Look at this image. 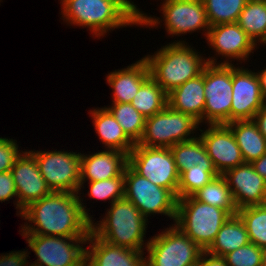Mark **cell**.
Instances as JSON below:
<instances>
[{
	"mask_svg": "<svg viewBox=\"0 0 266 266\" xmlns=\"http://www.w3.org/2000/svg\"><path fill=\"white\" fill-rule=\"evenodd\" d=\"M79 193L54 192L30 203L20 217L28 220L22 234L88 237L91 233L92 216L84 206ZM82 201V202H81ZM32 223L34 225H32ZM27 224V225H26Z\"/></svg>",
	"mask_w": 266,
	"mask_h": 266,
	"instance_id": "1",
	"label": "cell"
},
{
	"mask_svg": "<svg viewBox=\"0 0 266 266\" xmlns=\"http://www.w3.org/2000/svg\"><path fill=\"white\" fill-rule=\"evenodd\" d=\"M184 42L186 41L177 40L163 46L154 55L143 57L148 64L150 76L167 94L200 75L207 64L196 49Z\"/></svg>",
	"mask_w": 266,
	"mask_h": 266,
	"instance_id": "2",
	"label": "cell"
},
{
	"mask_svg": "<svg viewBox=\"0 0 266 266\" xmlns=\"http://www.w3.org/2000/svg\"><path fill=\"white\" fill-rule=\"evenodd\" d=\"M109 208L101 221H92L91 231L109 244L144 252L149 243L144 240L148 219L126 198L116 200Z\"/></svg>",
	"mask_w": 266,
	"mask_h": 266,
	"instance_id": "3",
	"label": "cell"
},
{
	"mask_svg": "<svg viewBox=\"0 0 266 266\" xmlns=\"http://www.w3.org/2000/svg\"><path fill=\"white\" fill-rule=\"evenodd\" d=\"M63 21L87 27L95 37L139 22L117 0H61Z\"/></svg>",
	"mask_w": 266,
	"mask_h": 266,
	"instance_id": "4",
	"label": "cell"
},
{
	"mask_svg": "<svg viewBox=\"0 0 266 266\" xmlns=\"http://www.w3.org/2000/svg\"><path fill=\"white\" fill-rule=\"evenodd\" d=\"M230 217L227 211L188 196L178 199L174 225L205 251Z\"/></svg>",
	"mask_w": 266,
	"mask_h": 266,
	"instance_id": "5",
	"label": "cell"
},
{
	"mask_svg": "<svg viewBox=\"0 0 266 266\" xmlns=\"http://www.w3.org/2000/svg\"><path fill=\"white\" fill-rule=\"evenodd\" d=\"M200 126L191 115L176 111L170 106L146 118L144 131L138 145L170 148L177 143L195 139L194 130Z\"/></svg>",
	"mask_w": 266,
	"mask_h": 266,
	"instance_id": "6",
	"label": "cell"
},
{
	"mask_svg": "<svg viewBox=\"0 0 266 266\" xmlns=\"http://www.w3.org/2000/svg\"><path fill=\"white\" fill-rule=\"evenodd\" d=\"M124 187V198L131 201L146 219L155 213L166 215L175 222L178 198L171 190L155 185L129 164L124 170Z\"/></svg>",
	"mask_w": 266,
	"mask_h": 266,
	"instance_id": "7",
	"label": "cell"
},
{
	"mask_svg": "<svg viewBox=\"0 0 266 266\" xmlns=\"http://www.w3.org/2000/svg\"><path fill=\"white\" fill-rule=\"evenodd\" d=\"M146 250V266H189L204 252L174 224L152 237Z\"/></svg>",
	"mask_w": 266,
	"mask_h": 266,
	"instance_id": "8",
	"label": "cell"
},
{
	"mask_svg": "<svg viewBox=\"0 0 266 266\" xmlns=\"http://www.w3.org/2000/svg\"><path fill=\"white\" fill-rule=\"evenodd\" d=\"M205 106L203 122L208 125L231 122L232 64L204 67Z\"/></svg>",
	"mask_w": 266,
	"mask_h": 266,
	"instance_id": "9",
	"label": "cell"
},
{
	"mask_svg": "<svg viewBox=\"0 0 266 266\" xmlns=\"http://www.w3.org/2000/svg\"><path fill=\"white\" fill-rule=\"evenodd\" d=\"M37 260L30 266H82L88 237L21 234Z\"/></svg>",
	"mask_w": 266,
	"mask_h": 266,
	"instance_id": "10",
	"label": "cell"
},
{
	"mask_svg": "<svg viewBox=\"0 0 266 266\" xmlns=\"http://www.w3.org/2000/svg\"><path fill=\"white\" fill-rule=\"evenodd\" d=\"M128 164L155 185L177 196L179 173L170 148L144 147L135 144L128 154Z\"/></svg>",
	"mask_w": 266,
	"mask_h": 266,
	"instance_id": "11",
	"label": "cell"
},
{
	"mask_svg": "<svg viewBox=\"0 0 266 266\" xmlns=\"http://www.w3.org/2000/svg\"><path fill=\"white\" fill-rule=\"evenodd\" d=\"M47 186L54 192L80 193L81 153L30 151Z\"/></svg>",
	"mask_w": 266,
	"mask_h": 266,
	"instance_id": "12",
	"label": "cell"
},
{
	"mask_svg": "<svg viewBox=\"0 0 266 266\" xmlns=\"http://www.w3.org/2000/svg\"><path fill=\"white\" fill-rule=\"evenodd\" d=\"M208 45L227 60L221 63H216L214 57L206 58L208 64H232L231 59H239L240 61L248 60L251 52L257 48L254 41L247 33L235 23H223L210 26L207 39ZM230 59V62L228 61Z\"/></svg>",
	"mask_w": 266,
	"mask_h": 266,
	"instance_id": "13",
	"label": "cell"
},
{
	"mask_svg": "<svg viewBox=\"0 0 266 266\" xmlns=\"http://www.w3.org/2000/svg\"><path fill=\"white\" fill-rule=\"evenodd\" d=\"M161 6L168 34L180 36L203 29L207 38L210 25L202 0H164Z\"/></svg>",
	"mask_w": 266,
	"mask_h": 266,
	"instance_id": "14",
	"label": "cell"
},
{
	"mask_svg": "<svg viewBox=\"0 0 266 266\" xmlns=\"http://www.w3.org/2000/svg\"><path fill=\"white\" fill-rule=\"evenodd\" d=\"M264 102L257 74L232 64L231 122L253 120Z\"/></svg>",
	"mask_w": 266,
	"mask_h": 266,
	"instance_id": "15",
	"label": "cell"
},
{
	"mask_svg": "<svg viewBox=\"0 0 266 266\" xmlns=\"http://www.w3.org/2000/svg\"><path fill=\"white\" fill-rule=\"evenodd\" d=\"M21 152L10 170L17 192V201L14 204L18 209V215H21L23 209L30 203L52 192L39 171L35 156L30 150Z\"/></svg>",
	"mask_w": 266,
	"mask_h": 266,
	"instance_id": "16",
	"label": "cell"
},
{
	"mask_svg": "<svg viewBox=\"0 0 266 266\" xmlns=\"http://www.w3.org/2000/svg\"><path fill=\"white\" fill-rule=\"evenodd\" d=\"M198 135L205 145L208 156L218 174L244 164V160L231 129L226 124L208 125Z\"/></svg>",
	"mask_w": 266,
	"mask_h": 266,
	"instance_id": "17",
	"label": "cell"
},
{
	"mask_svg": "<svg viewBox=\"0 0 266 266\" xmlns=\"http://www.w3.org/2000/svg\"><path fill=\"white\" fill-rule=\"evenodd\" d=\"M223 176L238 210L266 203V180L254 170L251 163L231 168Z\"/></svg>",
	"mask_w": 266,
	"mask_h": 266,
	"instance_id": "18",
	"label": "cell"
},
{
	"mask_svg": "<svg viewBox=\"0 0 266 266\" xmlns=\"http://www.w3.org/2000/svg\"><path fill=\"white\" fill-rule=\"evenodd\" d=\"M128 164V155L118 150H104L80 156V190L87 181L108 180L120 176Z\"/></svg>",
	"mask_w": 266,
	"mask_h": 266,
	"instance_id": "19",
	"label": "cell"
},
{
	"mask_svg": "<svg viewBox=\"0 0 266 266\" xmlns=\"http://www.w3.org/2000/svg\"><path fill=\"white\" fill-rule=\"evenodd\" d=\"M86 244V259L93 266H146L143 251L115 246L98 238L92 231Z\"/></svg>",
	"mask_w": 266,
	"mask_h": 266,
	"instance_id": "20",
	"label": "cell"
},
{
	"mask_svg": "<svg viewBox=\"0 0 266 266\" xmlns=\"http://www.w3.org/2000/svg\"><path fill=\"white\" fill-rule=\"evenodd\" d=\"M107 83L113 89V103H131L141 85L150 77L144 58L127 68L108 73Z\"/></svg>",
	"mask_w": 266,
	"mask_h": 266,
	"instance_id": "21",
	"label": "cell"
},
{
	"mask_svg": "<svg viewBox=\"0 0 266 266\" xmlns=\"http://www.w3.org/2000/svg\"><path fill=\"white\" fill-rule=\"evenodd\" d=\"M168 106L191 115L199 124L203 123L205 91L204 68L197 77L190 79L167 94Z\"/></svg>",
	"mask_w": 266,
	"mask_h": 266,
	"instance_id": "22",
	"label": "cell"
},
{
	"mask_svg": "<svg viewBox=\"0 0 266 266\" xmlns=\"http://www.w3.org/2000/svg\"><path fill=\"white\" fill-rule=\"evenodd\" d=\"M92 110V111H91ZM90 114L93 120L95 132L107 150H118L127 155L134 148L135 144L124 133L120 124L112 113L106 108L91 109Z\"/></svg>",
	"mask_w": 266,
	"mask_h": 266,
	"instance_id": "23",
	"label": "cell"
},
{
	"mask_svg": "<svg viewBox=\"0 0 266 266\" xmlns=\"http://www.w3.org/2000/svg\"><path fill=\"white\" fill-rule=\"evenodd\" d=\"M232 131L245 163L266 153V138L253 120H237L226 124Z\"/></svg>",
	"mask_w": 266,
	"mask_h": 266,
	"instance_id": "24",
	"label": "cell"
},
{
	"mask_svg": "<svg viewBox=\"0 0 266 266\" xmlns=\"http://www.w3.org/2000/svg\"><path fill=\"white\" fill-rule=\"evenodd\" d=\"M250 243L245 224L238 215L231 216L220 228L212 244L205 250L223 257L231 251Z\"/></svg>",
	"mask_w": 266,
	"mask_h": 266,
	"instance_id": "25",
	"label": "cell"
},
{
	"mask_svg": "<svg viewBox=\"0 0 266 266\" xmlns=\"http://www.w3.org/2000/svg\"><path fill=\"white\" fill-rule=\"evenodd\" d=\"M236 23L256 45H266V0H249Z\"/></svg>",
	"mask_w": 266,
	"mask_h": 266,
	"instance_id": "26",
	"label": "cell"
},
{
	"mask_svg": "<svg viewBox=\"0 0 266 266\" xmlns=\"http://www.w3.org/2000/svg\"><path fill=\"white\" fill-rule=\"evenodd\" d=\"M192 197L200 202L219 207L231 216L237 215L238 209L234 203L228 182L223 175L214 177L203 188L195 192Z\"/></svg>",
	"mask_w": 266,
	"mask_h": 266,
	"instance_id": "27",
	"label": "cell"
},
{
	"mask_svg": "<svg viewBox=\"0 0 266 266\" xmlns=\"http://www.w3.org/2000/svg\"><path fill=\"white\" fill-rule=\"evenodd\" d=\"M132 106L145 118L163 111L168 105L167 93L150 76L131 101Z\"/></svg>",
	"mask_w": 266,
	"mask_h": 266,
	"instance_id": "28",
	"label": "cell"
},
{
	"mask_svg": "<svg viewBox=\"0 0 266 266\" xmlns=\"http://www.w3.org/2000/svg\"><path fill=\"white\" fill-rule=\"evenodd\" d=\"M178 173L195 165H213L200 137L170 147Z\"/></svg>",
	"mask_w": 266,
	"mask_h": 266,
	"instance_id": "29",
	"label": "cell"
},
{
	"mask_svg": "<svg viewBox=\"0 0 266 266\" xmlns=\"http://www.w3.org/2000/svg\"><path fill=\"white\" fill-rule=\"evenodd\" d=\"M122 127L127 137L137 144L144 131L146 118L131 103H112L106 107Z\"/></svg>",
	"mask_w": 266,
	"mask_h": 266,
	"instance_id": "30",
	"label": "cell"
},
{
	"mask_svg": "<svg viewBox=\"0 0 266 266\" xmlns=\"http://www.w3.org/2000/svg\"><path fill=\"white\" fill-rule=\"evenodd\" d=\"M219 174L213 165H195L179 174L177 198L192 196Z\"/></svg>",
	"mask_w": 266,
	"mask_h": 266,
	"instance_id": "31",
	"label": "cell"
},
{
	"mask_svg": "<svg viewBox=\"0 0 266 266\" xmlns=\"http://www.w3.org/2000/svg\"><path fill=\"white\" fill-rule=\"evenodd\" d=\"M237 215L245 224L250 243L258 247L266 245V203L243 207Z\"/></svg>",
	"mask_w": 266,
	"mask_h": 266,
	"instance_id": "32",
	"label": "cell"
},
{
	"mask_svg": "<svg viewBox=\"0 0 266 266\" xmlns=\"http://www.w3.org/2000/svg\"><path fill=\"white\" fill-rule=\"evenodd\" d=\"M210 26L235 23L249 0H202Z\"/></svg>",
	"mask_w": 266,
	"mask_h": 266,
	"instance_id": "33",
	"label": "cell"
},
{
	"mask_svg": "<svg viewBox=\"0 0 266 266\" xmlns=\"http://www.w3.org/2000/svg\"><path fill=\"white\" fill-rule=\"evenodd\" d=\"M88 196L90 199L111 200L112 204L116 200L124 198V172L108 180L89 182Z\"/></svg>",
	"mask_w": 266,
	"mask_h": 266,
	"instance_id": "34",
	"label": "cell"
},
{
	"mask_svg": "<svg viewBox=\"0 0 266 266\" xmlns=\"http://www.w3.org/2000/svg\"><path fill=\"white\" fill-rule=\"evenodd\" d=\"M227 266H262L261 247L249 243L224 255Z\"/></svg>",
	"mask_w": 266,
	"mask_h": 266,
	"instance_id": "35",
	"label": "cell"
},
{
	"mask_svg": "<svg viewBox=\"0 0 266 266\" xmlns=\"http://www.w3.org/2000/svg\"><path fill=\"white\" fill-rule=\"evenodd\" d=\"M16 140L0 137V173L10 171L21 155Z\"/></svg>",
	"mask_w": 266,
	"mask_h": 266,
	"instance_id": "36",
	"label": "cell"
},
{
	"mask_svg": "<svg viewBox=\"0 0 266 266\" xmlns=\"http://www.w3.org/2000/svg\"><path fill=\"white\" fill-rule=\"evenodd\" d=\"M138 22L139 26L155 27L160 24V18L149 17L145 13L141 12L137 5L131 0H117Z\"/></svg>",
	"mask_w": 266,
	"mask_h": 266,
	"instance_id": "37",
	"label": "cell"
},
{
	"mask_svg": "<svg viewBox=\"0 0 266 266\" xmlns=\"http://www.w3.org/2000/svg\"><path fill=\"white\" fill-rule=\"evenodd\" d=\"M12 197L17 198L12 174L10 171L0 173V202L9 201Z\"/></svg>",
	"mask_w": 266,
	"mask_h": 266,
	"instance_id": "38",
	"label": "cell"
},
{
	"mask_svg": "<svg viewBox=\"0 0 266 266\" xmlns=\"http://www.w3.org/2000/svg\"><path fill=\"white\" fill-rule=\"evenodd\" d=\"M28 251H11L0 256V266H30L27 257ZM29 264V265H28Z\"/></svg>",
	"mask_w": 266,
	"mask_h": 266,
	"instance_id": "39",
	"label": "cell"
},
{
	"mask_svg": "<svg viewBox=\"0 0 266 266\" xmlns=\"http://www.w3.org/2000/svg\"><path fill=\"white\" fill-rule=\"evenodd\" d=\"M200 266H227L223 257L214 256L204 251L200 257Z\"/></svg>",
	"mask_w": 266,
	"mask_h": 266,
	"instance_id": "40",
	"label": "cell"
},
{
	"mask_svg": "<svg viewBox=\"0 0 266 266\" xmlns=\"http://www.w3.org/2000/svg\"><path fill=\"white\" fill-rule=\"evenodd\" d=\"M253 121L256 123L258 130L266 138V102L263 103L262 107L254 115Z\"/></svg>",
	"mask_w": 266,
	"mask_h": 266,
	"instance_id": "41",
	"label": "cell"
},
{
	"mask_svg": "<svg viewBox=\"0 0 266 266\" xmlns=\"http://www.w3.org/2000/svg\"><path fill=\"white\" fill-rule=\"evenodd\" d=\"M254 170L266 180V153L251 162Z\"/></svg>",
	"mask_w": 266,
	"mask_h": 266,
	"instance_id": "42",
	"label": "cell"
},
{
	"mask_svg": "<svg viewBox=\"0 0 266 266\" xmlns=\"http://www.w3.org/2000/svg\"><path fill=\"white\" fill-rule=\"evenodd\" d=\"M256 74L260 82V88L264 101L266 102V68L264 70H261L260 72H256Z\"/></svg>",
	"mask_w": 266,
	"mask_h": 266,
	"instance_id": "43",
	"label": "cell"
},
{
	"mask_svg": "<svg viewBox=\"0 0 266 266\" xmlns=\"http://www.w3.org/2000/svg\"><path fill=\"white\" fill-rule=\"evenodd\" d=\"M262 266H266V245L261 247Z\"/></svg>",
	"mask_w": 266,
	"mask_h": 266,
	"instance_id": "44",
	"label": "cell"
},
{
	"mask_svg": "<svg viewBox=\"0 0 266 266\" xmlns=\"http://www.w3.org/2000/svg\"><path fill=\"white\" fill-rule=\"evenodd\" d=\"M82 266H93V265L85 258Z\"/></svg>",
	"mask_w": 266,
	"mask_h": 266,
	"instance_id": "45",
	"label": "cell"
},
{
	"mask_svg": "<svg viewBox=\"0 0 266 266\" xmlns=\"http://www.w3.org/2000/svg\"><path fill=\"white\" fill-rule=\"evenodd\" d=\"M189 266H200V259L199 261H197L196 263L192 264V265H189Z\"/></svg>",
	"mask_w": 266,
	"mask_h": 266,
	"instance_id": "46",
	"label": "cell"
}]
</instances>
